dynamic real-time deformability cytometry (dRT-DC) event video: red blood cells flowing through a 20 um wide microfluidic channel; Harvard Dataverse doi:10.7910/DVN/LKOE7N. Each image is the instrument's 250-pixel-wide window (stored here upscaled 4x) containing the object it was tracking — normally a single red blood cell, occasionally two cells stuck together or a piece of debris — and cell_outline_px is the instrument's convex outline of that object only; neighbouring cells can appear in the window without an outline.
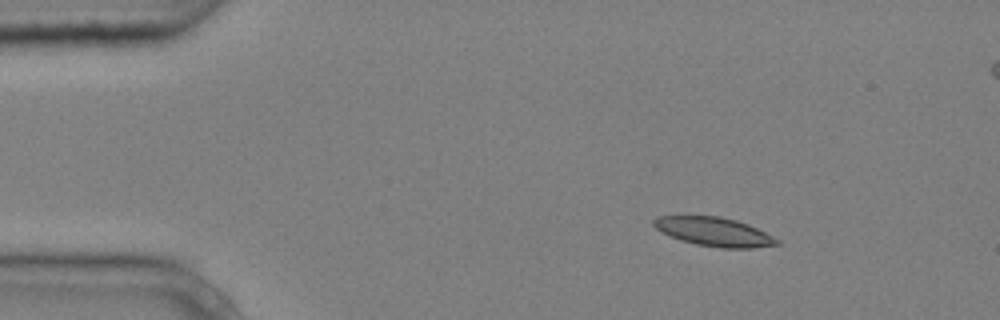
{"species": "common noctule bat (a hibernating species)", "species_latin": "Nyctalus noctula", "temperature_condition": "cold", "stored_images_in_passage": 4, "segment_of_instrument_passage": [1, 2], "camera_frame_rate_fps": 3000, "um_per_image_px": 0.085, "animal": {"sex": "male", "body_mass_g": 20.4}, "frame": {"image": 1, "passage_image": 1, "time_ms": 0.0, "image_size_px": [1000, 320], "cell_outline_px": [[780, 244], [752, 248], [720, 248], [696, 244], [680, 240], [656, 228], [652, 224], [652, 220], [656, 216], [720, 216], [736, 220], [748, 224], [780, 240]], "centroid_in_image_um": [60.7, 19.7], "position_along_channel_um": 24.3, "area_um2": 20.58}}